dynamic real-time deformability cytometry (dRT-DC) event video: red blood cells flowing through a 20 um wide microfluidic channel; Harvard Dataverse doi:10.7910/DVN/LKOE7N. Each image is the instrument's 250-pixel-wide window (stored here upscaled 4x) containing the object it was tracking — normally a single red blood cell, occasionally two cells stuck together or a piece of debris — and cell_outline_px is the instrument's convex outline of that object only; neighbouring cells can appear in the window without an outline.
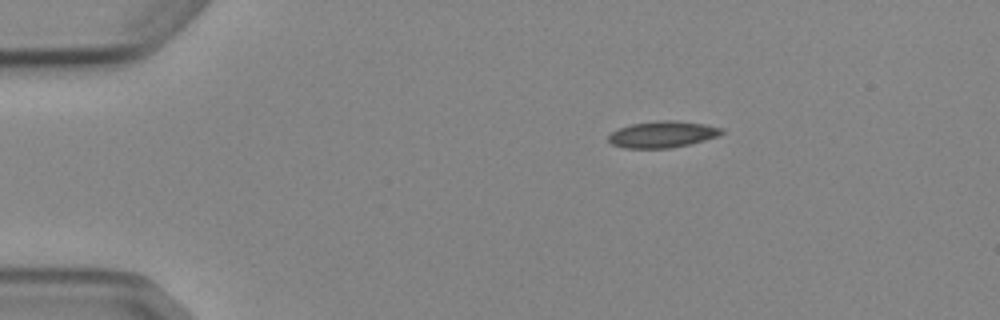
{"species": "Egyptian fruit bat (a non-hibernating species)", "species_latin": "Rousettus aegyptiacus", "temperature_condition": "cold", "stored_images_in_passage": 5, "camera_frame_rate_fps": 3000, "um_per_image_px": 0.085, "animal": {"sex": "female"}, "frame": {"image": 1, "passage_image": 1, "time_ms": 0.0, "image_size_px": [1000, 320], "cell_outline_px": [[724, 132], [716, 136], [704, 140], [688, 144], [668, 148], [624, 148], [612, 144], [608, 140], [608, 136], [612, 132], [620, 128], [632, 124], [656, 120], [676, 120], [704, 124], [724, 128]], "centroid_in_image_um": [56.31, 11.41], "position_along_channel_um": 28.7, "area_um2": 17.34}}
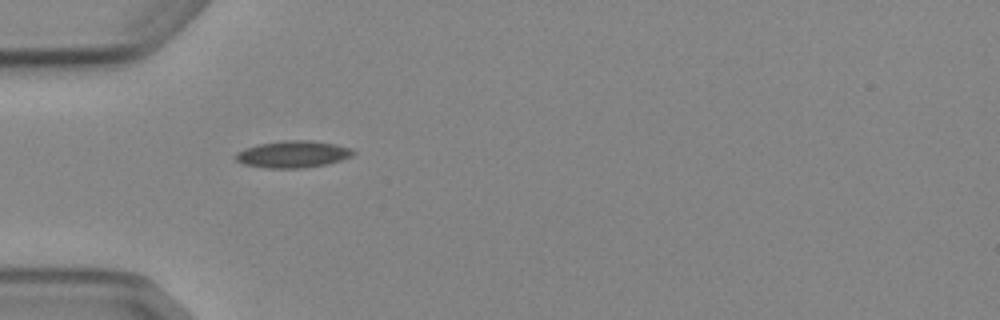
{"frame": {"image": 2, "passage_image": 3, "time_ms": 2.333, "image_size_px": [1000, 320], "cell_outline_px": [[356, 152], [352, 156], [340, 160], [324, 164], [304, 168], [268, 168], [244, 164], [236, 160], [232, 156], [236, 152], [244, 148], [260, 144], [280, 140], [312, 140], [336, 144], [352, 148]], "centroid_in_image_um": [24.88, 13.1], "position_along_channel_um": 60.1, "area_um2": 18.55}}
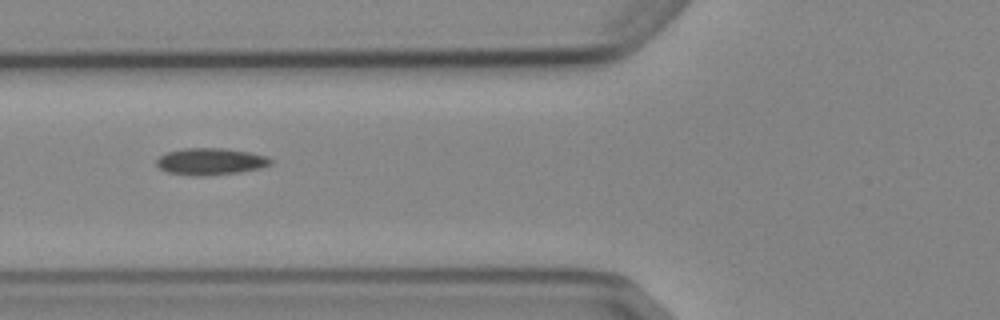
{"frame": {"image": 3, "passage_image": 4, "time_ms": 3.667, "image_size_px": [1000, 320], "cell_outline_px": [[272, 164], [260, 168], [240, 172], [208, 176], [188, 176], [168, 172], [160, 168], [156, 164], [156, 160], [160, 156], [168, 152], [184, 148], [220, 148], [248, 152], [264, 156], [272, 160]], "centroid_in_image_um": [17.87, 13.74], "position_along_channel_um": 107.9, "area_um2": 17.8}}